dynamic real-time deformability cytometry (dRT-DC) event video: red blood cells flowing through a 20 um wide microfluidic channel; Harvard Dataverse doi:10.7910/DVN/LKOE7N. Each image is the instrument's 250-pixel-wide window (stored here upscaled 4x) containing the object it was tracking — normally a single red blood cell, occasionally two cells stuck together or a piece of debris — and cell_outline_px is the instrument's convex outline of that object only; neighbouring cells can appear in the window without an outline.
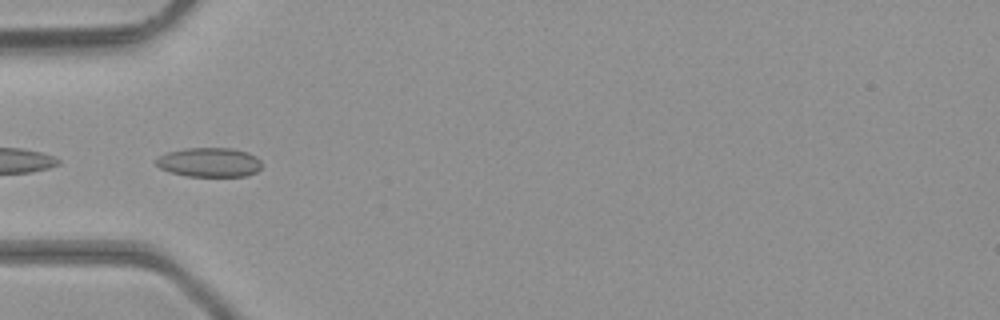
{"species": "common noctule bat (a hibernating species)", "species_latin": "Nyctalus noctula", "temperature_condition": "room temperature", "stored_images_in_passage": 21, "camera_frame_rate_fps": 3000, "um_per_image_px": 0.085, "animal": {"sex": "male", "body_mass_g": 23.1, "forearm_length_mm": 52.7}, "frame": {"image": 1, "passage_image": 15, "time_ms": 4.667, "image_size_px": [1000, 320], "cell_outline_px": [[260, 168], [256, 172], [248, 176], [188, 176], [168, 172], [160, 168], [156, 164], [156, 160], [160, 156], [168, 152], [188, 148], [232, 148], [248, 152], [256, 156], [260, 160]], "centroid_in_image_um": [17.81, 13.8], "position_along_channel_um": 67.2, "area_um2": 18.03}}
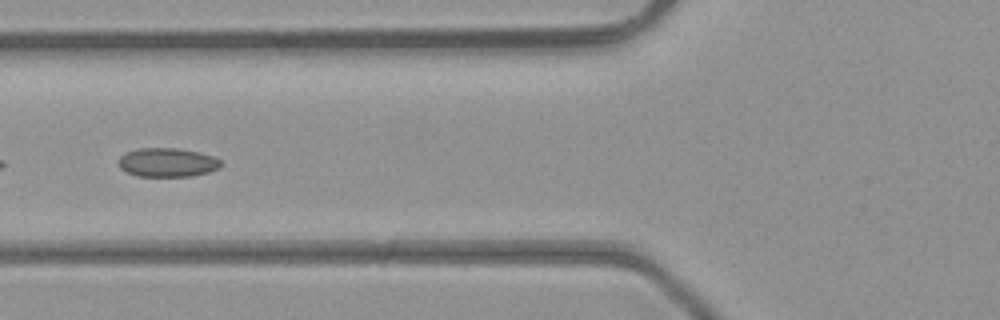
{"frame": {"image": 2, "passage_image": 18, "time_ms": 5.667, "image_size_px": [1000, 320], "cell_outline_px": [[224, 164], [220, 168], [208, 172], [192, 176], [136, 176], [120, 168], [120, 156], [124, 152], [136, 148], [176, 148], [200, 152], [212, 156], [220, 160]], "centroid_in_image_um": [14.24, 13.8], "position_along_channel_um": 111.6, "area_um2": 17.34}}